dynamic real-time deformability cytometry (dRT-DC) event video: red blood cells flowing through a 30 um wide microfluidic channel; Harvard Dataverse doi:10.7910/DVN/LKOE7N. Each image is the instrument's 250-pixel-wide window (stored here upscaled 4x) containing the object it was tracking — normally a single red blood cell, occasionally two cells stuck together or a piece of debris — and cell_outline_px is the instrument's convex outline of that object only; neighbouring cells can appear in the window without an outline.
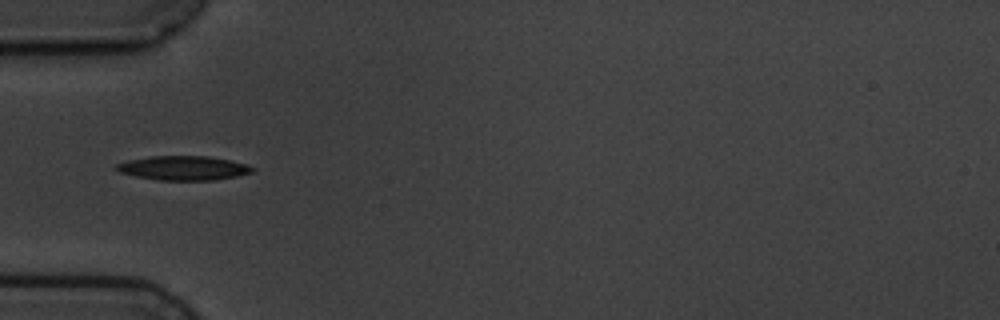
{"species": "common noctule bat (a hibernating species)", "species_latin": "Nyctalus noctula", "temperature_condition": "cold", "stored_images_in_passage": 13, "camera_frame_rate_fps": 3000, "um_per_image_px": 0.085, "animal": {"sex": "male", "body_mass_g": 19.5, "forearm_length_mm": 54.6}, "frame": {"image": 1, "passage_image": 3, "time_ms": 3.0, "image_size_px": [1000, 320], "cell_outline_px": [[256, 168], [252, 172], [236, 176], [212, 180], [156, 180], [136, 176], [120, 172], [112, 168], [116, 164], [128, 160], [152, 156], [208, 156], [248, 164]], "centroid_in_image_um": [15.57, 14.28], "position_along_channel_um": 69.4, "area_um2": 19.19}}
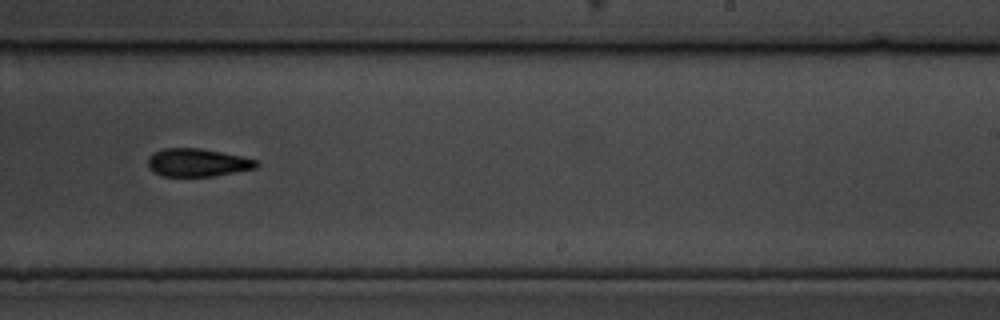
{"frame": {"image": 2, "passage_image": 8, "time_ms": 8.667, "image_size_px": [1000, 320], "cell_outline_px": [[260, 164], [256, 168], [212, 176], [164, 176], [148, 168], [148, 156], [164, 148], [200, 148], [244, 156], [256, 160]], "centroid_in_image_um": [16.81, 13.81], "position_along_channel_um": 272.2, "area_um2": 17.63}}
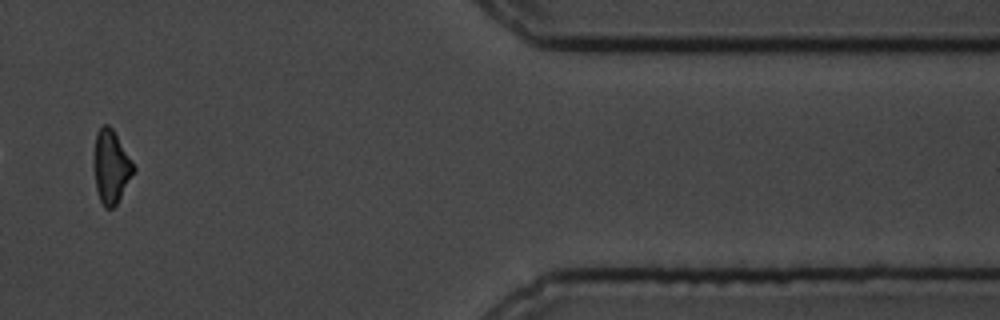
{"frame": {"image": 3, "passage_image": 12, "time_ms": 13.333, "image_size_px": [1000, 320], "cell_outline_px": [[136, 168], [116, 204], [112, 208], [104, 208], [100, 200], [96, 188], [92, 164], [96, 132], [104, 124], [108, 124], [112, 128]], "centroid_in_image_um": [9.4, 14.16], "position_along_channel_um": 402.0, "area_um2": 16.88}, "authors_computed_cell_mechanics": {"area_um2": 19.1896, "velocity_mm_per_s": 3.5875, "shape_relaxation_time_tau1_ms": 1.5399, "shape_relaxation_time_tau2_ms": null, "deformation_change_tau1": 0.0644, "deformation_change_tau2": null}}